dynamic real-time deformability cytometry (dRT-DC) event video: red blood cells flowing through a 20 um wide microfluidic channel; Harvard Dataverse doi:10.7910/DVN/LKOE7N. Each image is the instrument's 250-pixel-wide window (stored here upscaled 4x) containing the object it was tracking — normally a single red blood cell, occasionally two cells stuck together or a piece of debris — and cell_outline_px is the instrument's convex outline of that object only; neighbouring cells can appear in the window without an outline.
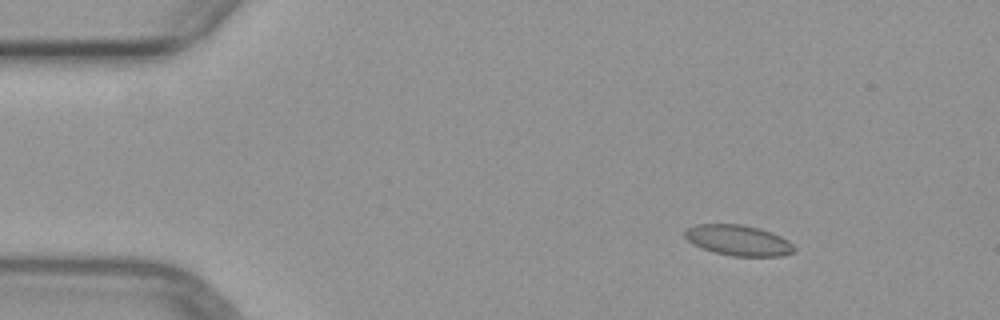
{"species": "common noctule bat (a hibernating species)", "species_latin": "Nyctalus noctula", "temperature_condition": "warm", "stored_images_in_passage": 5, "camera_frame_rate_fps": 3000, "um_per_image_px": 0.085, "animal": {"sex": "female", "body_mass_g": 29.2, "forearm_length_mm": 56.3}, "frame": {"image": 1, "passage_image": 2, "time_ms": 1.333, "image_size_px": [1000, 320], "cell_outline_px": [[796, 248], [792, 252], [784, 256], [732, 256], [716, 252], [692, 244], [684, 236], [684, 232], [688, 228], [696, 224], [740, 224], [760, 228], [780, 236], [788, 240]], "centroid_in_image_um": [62.76, 20.42], "position_along_channel_um": 22.2, "area_um2": 19.36}}
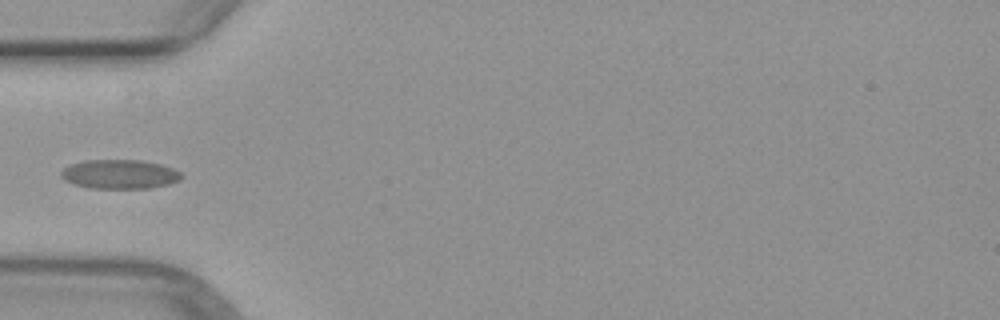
{"frame": {"image": 2, "passage_image": 5, "time_ms": 4.667, "image_size_px": [1000, 320], "cell_outline_px": [[184, 176], [180, 180], [168, 184], [148, 188], [92, 188], [76, 184], [64, 180], [60, 176], [60, 172], [64, 168], [72, 164], [84, 160], [140, 160], [160, 164], [172, 168], [180, 172]], "centroid_in_image_um": [10.18, 14.8], "position_along_channel_um": 74.8, "area_um2": 20.35}}